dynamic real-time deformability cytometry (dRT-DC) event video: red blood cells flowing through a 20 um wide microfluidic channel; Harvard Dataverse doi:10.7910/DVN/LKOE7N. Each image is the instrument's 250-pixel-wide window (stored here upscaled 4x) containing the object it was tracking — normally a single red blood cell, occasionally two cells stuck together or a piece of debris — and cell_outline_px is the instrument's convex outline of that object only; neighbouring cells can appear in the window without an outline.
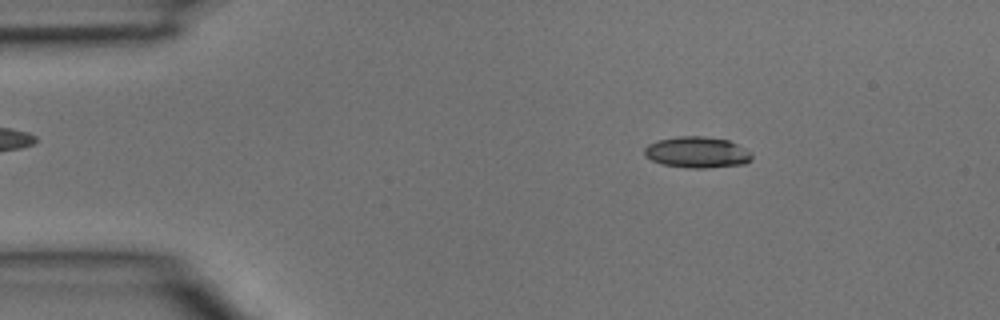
{"species": "common noctule bat (a hibernating species)", "species_latin": "Nyctalus noctula", "temperature_condition": "room temperature", "stored_images_in_passage": 3, "camera_frame_rate_fps": 3000, "um_per_image_px": 0.085, "animal": {"sex": "male", "body_mass_g": 15.6}, "frame": {"image": 1, "passage_image": 1, "time_ms": 0.0, "image_size_px": [1000, 320], "cell_outline_px": [[752, 160], [744, 164], [704, 168], [688, 168], [664, 164], [652, 160], [644, 156], [644, 148], [648, 144], [656, 140], [680, 136], [704, 136], [728, 140], [752, 152]], "centroid_in_image_um": [59.25, 12.94], "position_along_channel_um": 25.8, "area_um2": 19.54}}
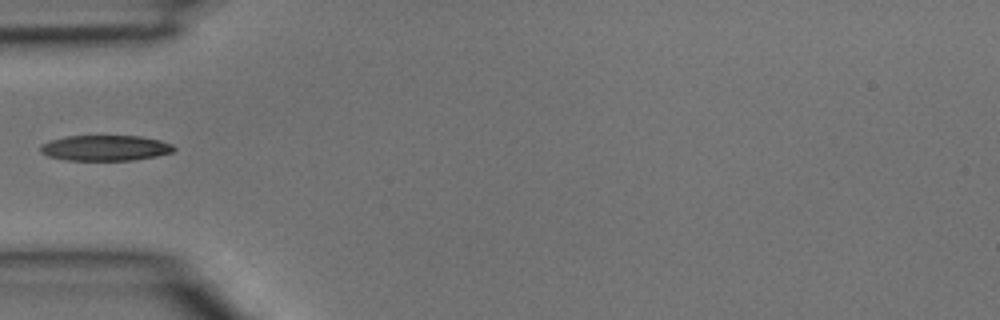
{"frame": {"image": 2, "passage_image": 3, "time_ms": 0.667, "image_size_px": [1000, 320], "cell_outline_px": [[176, 148], [172, 152], [156, 156], [132, 160], [68, 160], [48, 156], [40, 152], [40, 144], [48, 140], [68, 136], [140, 136], [160, 140], [172, 144]], "centroid_in_image_um": [8.93, 12.57], "position_along_channel_um": 76.1, "area_um2": 19.88}}